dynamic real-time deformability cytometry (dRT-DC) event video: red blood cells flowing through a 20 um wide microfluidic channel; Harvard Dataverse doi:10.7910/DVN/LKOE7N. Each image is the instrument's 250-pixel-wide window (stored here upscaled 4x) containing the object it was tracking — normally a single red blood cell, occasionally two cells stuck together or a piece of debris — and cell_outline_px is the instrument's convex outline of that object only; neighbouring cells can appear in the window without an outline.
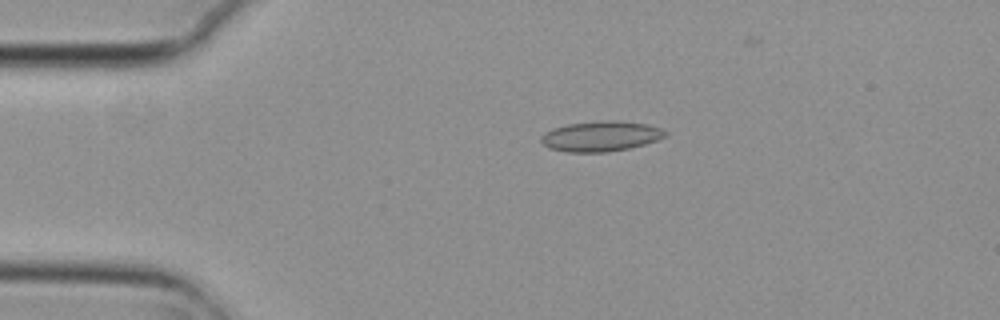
{"species": "common noctule bat (a hibernating species)", "species_latin": "Nyctalus noctula", "temperature_condition": "cold", "stored_images_in_passage": 5, "camera_frame_rate_fps": 3000, "um_per_image_px": 0.085, "animal": {"sex": "female", "body_mass_g": 29.2, "forearm_length_mm": 56.3}, "frame": {"image": 1, "passage_image": 3, "time_ms": 0.667, "image_size_px": [1000, 320], "cell_outline_px": [[668, 136], [644, 144], [628, 148], [608, 152], [568, 152], [548, 148], [540, 140], [540, 136], [544, 132], [552, 128], [568, 124], [608, 120], [616, 120], [648, 124], [660, 128], [668, 132]], "centroid_in_image_um": [51.06, 11.58], "position_along_channel_um": 33.9, "area_um2": 21.96}}